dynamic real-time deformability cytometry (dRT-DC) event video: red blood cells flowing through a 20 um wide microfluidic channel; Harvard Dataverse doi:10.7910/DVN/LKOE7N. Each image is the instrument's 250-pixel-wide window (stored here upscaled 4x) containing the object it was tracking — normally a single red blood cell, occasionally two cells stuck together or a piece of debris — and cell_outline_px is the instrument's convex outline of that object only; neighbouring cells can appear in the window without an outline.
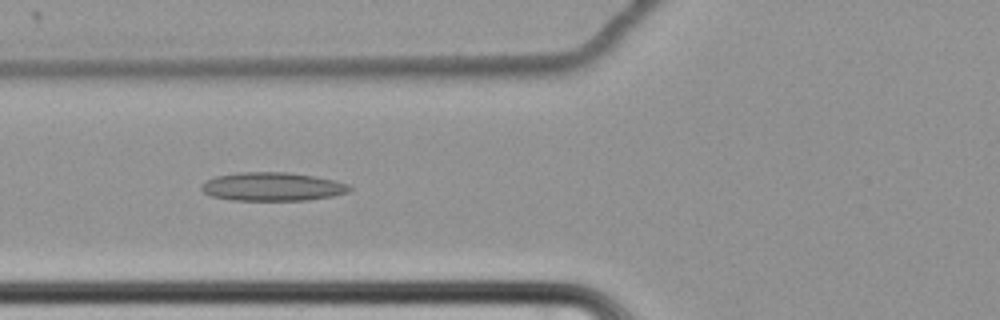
{"species": "common noctule bat (a hibernating species)", "species_latin": "Nyctalus noctula", "temperature_condition": "cold", "stored_images_in_passage": 63, "camera_frame_rate_fps": 3000, "um_per_image_px": 0.085, "animal": {"sex": "female", "body_mass_g": 22.7, "forearm_length_mm": 54.2}, "frame": {"image": 1, "passage_image": 27, "time_ms": 8.667, "image_size_px": [1000, 320], "cell_outline_px": [[352, 188], [348, 192], [332, 196], [308, 200], [232, 200], [212, 196], [204, 192], [200, 188], [200, 184], [216, 176], [236, 172], [288, 172], [336, 180], [348, 184]], "centroid_in_image_um": [23.15, 15.86], "position_along_channel_um": 102.7, "area_um2": 24.62}}
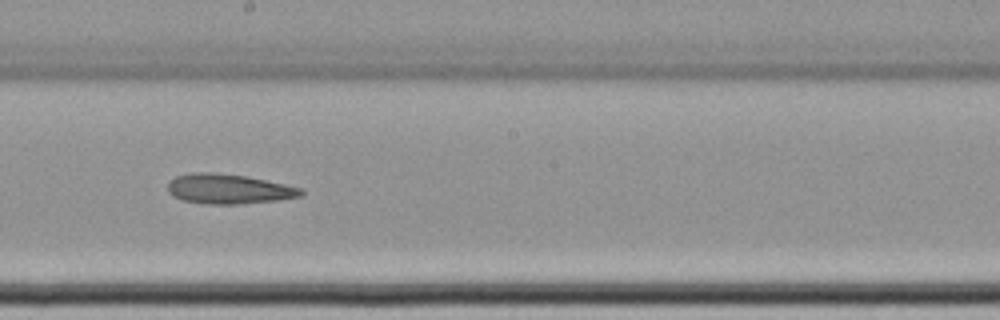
{"frame": {"image": 2, "passage_image": 38, "time_ms": 12.333, "image_size_px": [1000, 320], "cell_outline_px": [[304, 196], [276, 200], [240, 204], [204, 204], [184, 200], [172, 196], [168, 192], [168, 184], [176, 176], [192, 172], [212, 172], [244, 176], [284, 184], [300, 188], [304, 192]], "centroid_in_image_um": [19.42, 16.07], "position_along_channel_um": 228.8, "area_um2": 23.0}}
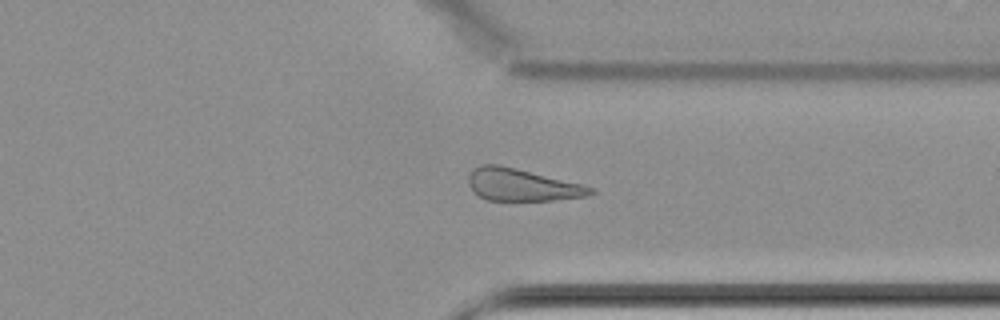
{"frame": {"image": 3, "passage_image": 50, "time_ms": 16.333, "image_size_px": [1000, 320], "cell_outline_px": [[596, 192], [588, 196], [556, 200], [488, 200], [480, 196], [468, 184], [468, 176], [472, 168], [480, 164], [500, 164], [596, 188]], "centroid_in_image_um": [44.36, 15.7], "position_along_channel_um": 367.0, "area_um2": 22.83}}